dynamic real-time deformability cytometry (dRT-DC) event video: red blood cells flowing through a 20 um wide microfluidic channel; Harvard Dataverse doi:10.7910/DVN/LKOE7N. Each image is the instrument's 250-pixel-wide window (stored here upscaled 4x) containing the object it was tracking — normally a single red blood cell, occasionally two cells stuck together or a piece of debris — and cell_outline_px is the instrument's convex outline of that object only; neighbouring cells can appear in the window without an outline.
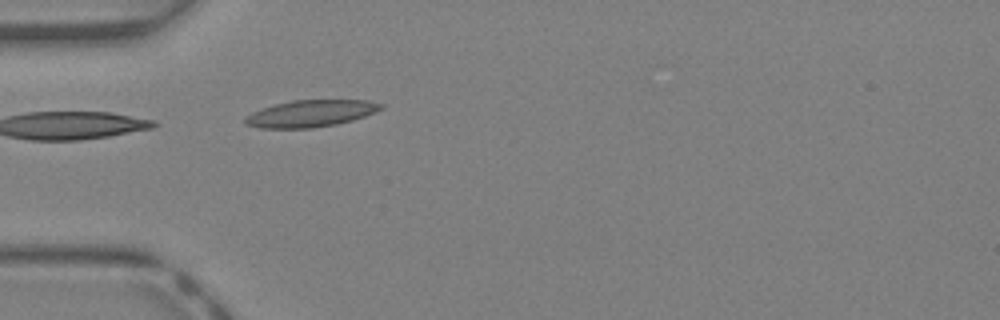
{"species": "Egyptian fruit bat (a non-hibernating species)", "species_latin": "Rousettus aegyptiacus", "temperature_condition": "warm", "stored_images_in_passage": 35, "camera_frame_rate_fps": 3000, "um_per_image_px": 0.085, "animal": {"sex": "female"}, "frame": {"image": 1, "passage_image": 8, "time_ms": 2.333, "image_size_px": [1000, 320], "cell_outline_px": [[384, 108], [376, 112], [352, 120], [336, 124], [312, 128], [260, 128], [244, 124], [244, 116], [260, 108], [292, 100], [368, 100], [384, 104]], "centroid_in_image_um": [26.39, 9.64], "position_along_channel_um": 58.6, "area_um2": 21.39}}
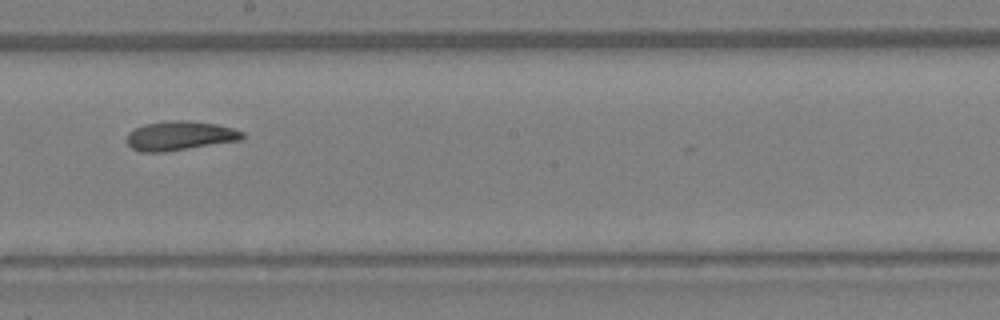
{"frame": {"image": 2, "passage_image": 19, "time_ms": 6.0, "image_size_px": [1000, 320], "cell_outline_px": [[244, 136], [240, 140], [164, 152], [140, 152], [132, 148], [128, 144], [128, 132], [144, 124], [172, 120], [184, 120], [216, 124], [232, 128], [244, 132]], "centroid_in_image_um": [15.28, 11.54], "position_along_channel_um": 232.9, "area_um2": 19.48}}
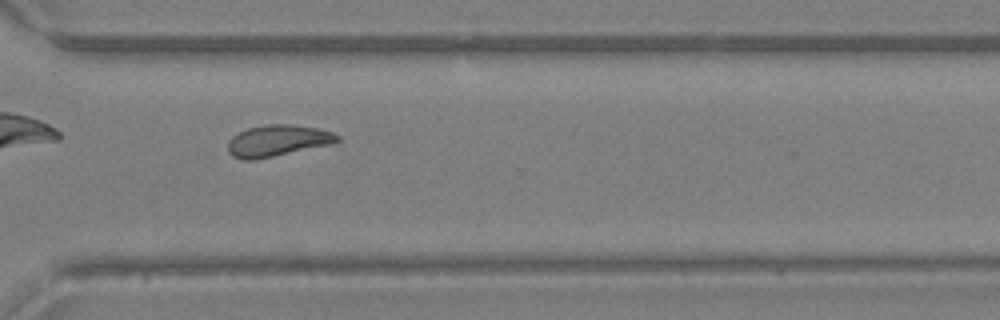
{"frame": {"image": 3, "passage_image": 26, "time_ms": 8.333, "image_size_px": [1000, 320], "cell_outline_px": [[340, 140], [328, 144], [272, 156], [252, 160], [244, 160], [232, 156], [228, 152], [228, 140], [232, 136], [248, 128], [264, 124], [292, 124], [320, 128], [332, 132], [340, 136]], "centroid_in_image_um": [23.56, 11.93], "position_along_channel_um": 347.0, "area_um2": 19.83}, "authors_computed_cell_mechanics": {"area_um2": 19.8254, "velocity_mm_per_s": 4.8919, "shape_relaxation_time_tau1_ms": null, "shape_relaxation_time_tau2_ms": 2.8693, "deformation_change_tau1": null, "deformation_change_tau2": 0.0839}}